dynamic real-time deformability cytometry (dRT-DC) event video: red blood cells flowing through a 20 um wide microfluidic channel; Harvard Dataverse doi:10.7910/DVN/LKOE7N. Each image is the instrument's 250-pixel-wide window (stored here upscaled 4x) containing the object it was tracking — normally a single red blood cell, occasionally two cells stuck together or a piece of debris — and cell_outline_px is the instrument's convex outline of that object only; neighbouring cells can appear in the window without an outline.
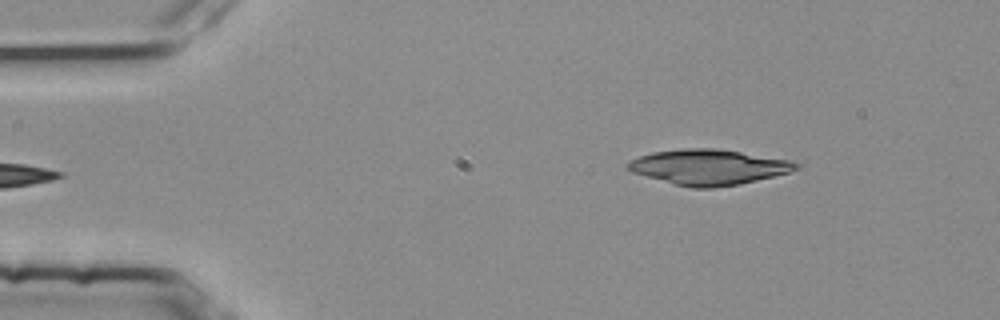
{"species": "common noctule bat (a hibernating species)", "species_latin": "Nyctalus noctula", "temperature_condition": "room temperature", "stored_images_in_passage": 2, "camera_frame_rate_fps": 3000, "um_per_image_px": 0.085, "animal": {"sex": "female", "body_mass_g": 25.1}, "frame": {"image": 1, "passage_image": 2, "time_ms": 0.333, "image_size_px": [1000, 320], "cell_outline_px": [[800, 164], [796, 168], [788, 172], [756, 180], [736, 184], [712, 188], [692, 188], [676, 184], [632, 172], [624, 168], [624, 164], [640, 156], [652, 152], [680, 148], [716, 148], [788, 160]], "centroid_in_image_um": [60.15, 14.19], "position_along_channel_um": 24.8, "area_um2": 34.1}}